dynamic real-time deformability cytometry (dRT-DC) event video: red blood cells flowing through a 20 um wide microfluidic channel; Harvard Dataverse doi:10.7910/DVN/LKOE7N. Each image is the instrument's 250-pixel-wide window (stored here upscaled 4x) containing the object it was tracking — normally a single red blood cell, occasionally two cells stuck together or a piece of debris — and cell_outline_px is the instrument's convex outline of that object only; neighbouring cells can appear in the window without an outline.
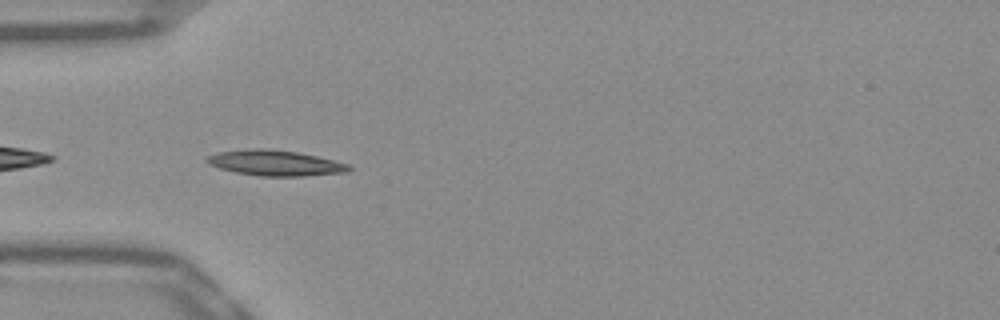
{"species": "Egyptian fruit bat (a non-hibernating species)", "species_latin": "Rousettus aegyptiacus", "temperature_condition": "warm", "stored_images_in_passage": 38, "camera_frame_rate_fps": 3000, "um_per_image_px": 0.085, "frame": {"image": 1, "passage_image": 2, "time_ms": 0.333, "image_size_px": [1000, 320], "cell_outline_px": [[352, 168], [348, 172], [304, 176], [260, 176], [236, 172], [220, 168], [208, 164], [204, 160], [208, 156], [216, 152], [252, 148], [260, 148], [296, 152], [316, 156], [348, 164]], "centroid_in_image_um": [23.36, 13.85], "position_along_channel_um": 61.6, "area_um2": 20.98}}
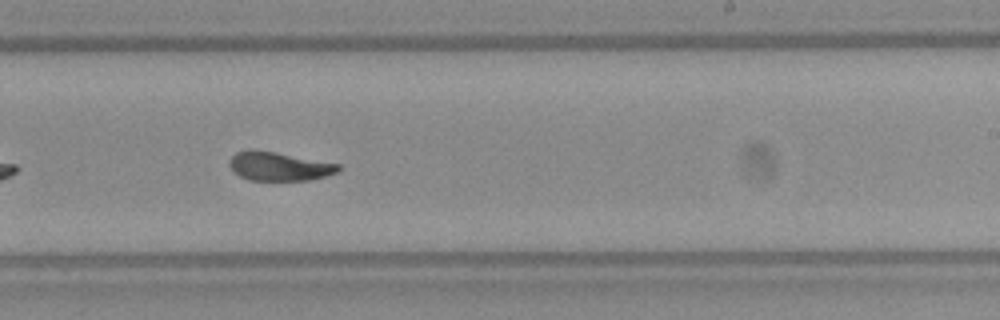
{"frame": {"image": 2, "passage_image": 18, "time_ms": 5.667, "image_size_px": [1000, 320], "cell_outline_px": [[340, 168], [336, 172], [324, 176], [308, 180], [248, 180], [232, 172], [228, 164], [228, 160], [236, 152], [248, 148], [252, 148], [276, 152], [340, 164]], "centroid_in_image_um": [23.63, 14.12], "position_along_channel_um": 265.4, "area_um2": 18.44}}
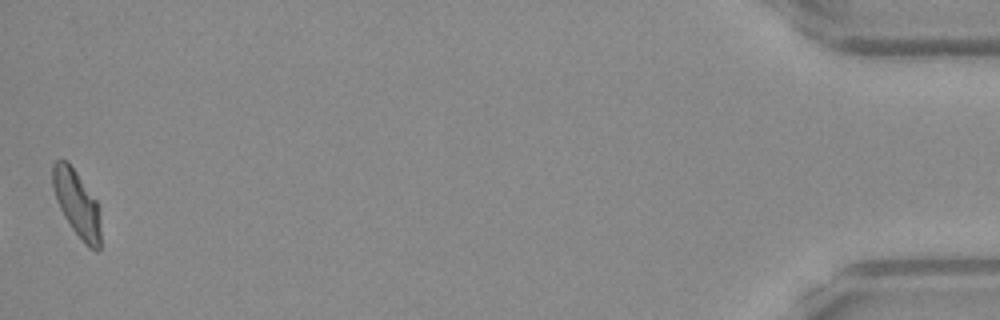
{"frame": {"image": 3, "passage_image": 38, "time_ms": 12.333, "image_size_px": [1000, 320], "cell_outline_px": [[100, 248], [96, 252], [88, 248], [84, 244], [72, 228], [64, 216], [56, 200], [52, 188], [52, 164], [56, 160], [68, 160], [96, 200], [100, 216]], "centroid_in_image_um": [6.52, 17.31], "position_along_channel_um": 428.7, "area_um2": 18.73}, "authors_computed_cell_mechanics": {"area_um2": 19.0451, "velocity_mm_per_s": 3.8495, "shape_relaxation_time_tau1_ms": 3.9648, "shape_relaxation_time_tau2_ms": 1.4253, "deformation_change_tau1": 0.1693, "deformation_change_tau2": 0.0578}}